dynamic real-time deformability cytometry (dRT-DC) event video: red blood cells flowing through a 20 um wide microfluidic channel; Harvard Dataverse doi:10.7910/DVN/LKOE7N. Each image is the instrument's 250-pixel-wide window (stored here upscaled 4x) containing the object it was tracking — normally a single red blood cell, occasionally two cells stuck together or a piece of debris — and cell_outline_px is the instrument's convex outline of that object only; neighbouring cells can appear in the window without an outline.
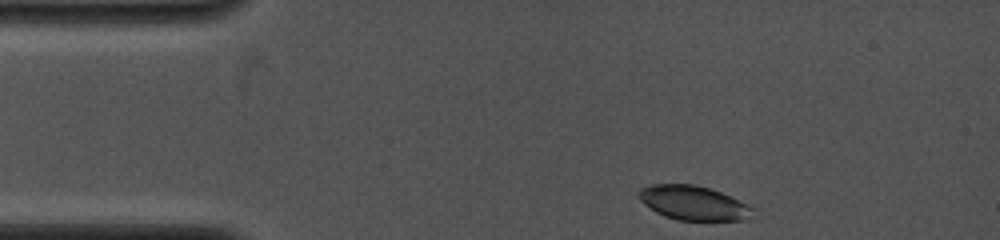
{"species": "common noctule bat (a hibernating species)", "species_latin": "Nyctalus noctula", "temperature_condition": "cold", "stored_images_in_passage": 24, "camera_frame_rate_fps": 4000, "um_per_image_px": 0.085, "animal": {"sex": "female", "body_mass_g": 19.0, "forearm_length_mm": 53.3}, "frame": {"image": 1, "passage_image": 1, "time_ms": 0.0, "image_size_px": [1000, 240], "cell_outline_px": [[756, 208], [740, 220], [680, 220], [664, 216], [656, 212], [644, 204], [640, 200], [636, 192], [640, 188], [652, 184], [696, 184], [720, 192]], "centroid_in_image_um": [58.85, 17.23], "position_along_channel_um": 26.1, "area_um2": 22.48}}
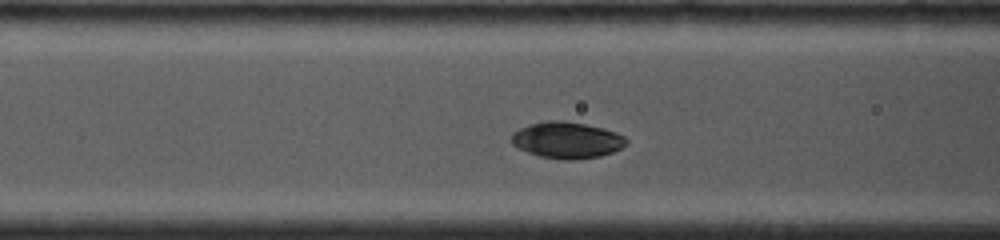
{"frame": {"image": 2, "passage_image": 18, "time_ms": 3.5, "image_size_px": [1000, 240], "cell_outline_px": [[628, 144], [612, 152], [600, 156], [572, 160], [568, 160], [540, 156], [528, 152], [512, 144], [512, 132], [520, 128], [532, 124], [548, 120], [564, 120], [584, 124], [616, 132], [624, 136], [628, 140]], "centroid_in_image_um": [48.2, 11.9], "position_along_channel_um": 118.4, "area_um2": 24.1}}
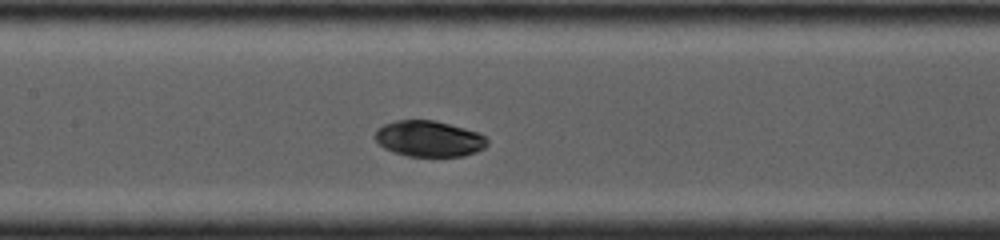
{"frame": {"image": 3, "passage_image": 24, "time_ms": 4.75, "image_size_px": [1000, 240], "cell_outline_px": [[488, 144], [484, 148], [476, 152], [464, 156], [408, 156], [392, 152], [384, 148], [376, 140], [376, 132], [384, 124], [396, 120], [432, 120], [480, 132], [488, 140]], "centroid_in_image_um": [36.49, 11.8], "position_along_channel_um": 170.9, "area_um2": 23.41}}